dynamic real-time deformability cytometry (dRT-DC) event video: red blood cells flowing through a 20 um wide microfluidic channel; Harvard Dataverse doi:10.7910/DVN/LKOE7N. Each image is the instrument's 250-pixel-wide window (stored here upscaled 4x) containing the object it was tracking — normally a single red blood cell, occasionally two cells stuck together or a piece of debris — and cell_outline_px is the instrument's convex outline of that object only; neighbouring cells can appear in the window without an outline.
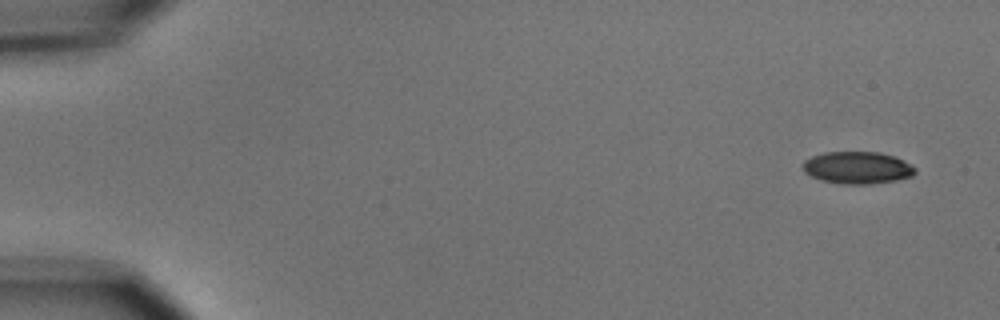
{"species": "common noctule bat (a hibernating species)", "species_latin": "Nyctalus noctula", "temperature_condition": "cold", "stored_images_in_passage": 4, "camera_frame_rate_fps": 3000, "um_per_image_px": 0.085, "animal": {"sex": "male", "body_mass_g": 15.6}, "frame": {"image": 1, "passage_image": 1, "time_ms": 0.0, "image_size_px": [1000, 320], "cell_outline_px": [[916, 172], [912, 176], [896, 180], [868, 184], [840, 184], [824, 180], [812, 176], [804, 172], [800, 164], [804, 160], [812, 156], [824, 152], [880, 152], [892, 156], [916, 168]], "centroid_in_image_um": [72.83, 14.25], "position_along_channel_um": 12.2, "area_um2": 20.92}}